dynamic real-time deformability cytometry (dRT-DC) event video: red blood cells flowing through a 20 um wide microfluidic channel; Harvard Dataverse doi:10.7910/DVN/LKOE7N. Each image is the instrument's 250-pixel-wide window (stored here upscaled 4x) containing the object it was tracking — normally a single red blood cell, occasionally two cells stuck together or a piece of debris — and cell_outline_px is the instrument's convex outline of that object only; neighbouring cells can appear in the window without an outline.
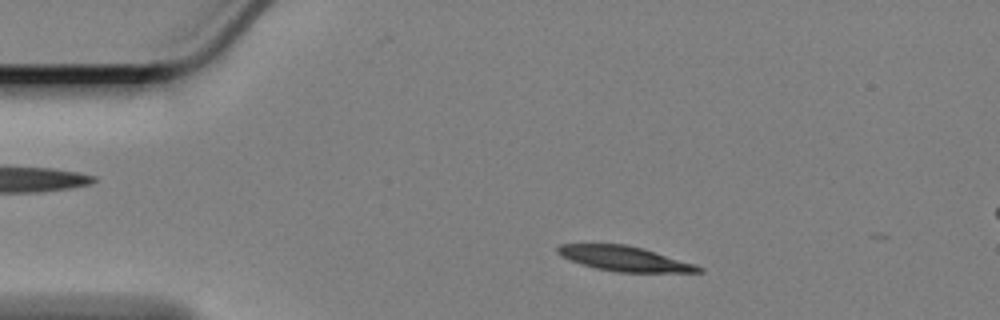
{"species": "Egyptian fruit bat (a non-hibernating species)", "species_latin": "Rousettus aegyptiacus", "temperature_condition": "cold", "stored_images_in_passage": 52, "camera_frame_rate_fps": 3000, "um_per_image_px": 0.085, "animal": {"sex": "female"}, "frame": {"image": 1, "passage_image": 7, "time_ms": 2.0, "image_size_px": [1000, 320], "cell_outline_px": [[704, 272], [616, 272], [596, 268], [580, 264], [568, 260], [560, 256], [556, 252], [556, 248], [560, 244], [624, 244], [644, 248], [696, 264], [704, 268]], "centroid_in_image_um": [53.07, 21.98], "position_along_channel_um": 31.9, "area_um2": 20.63}}
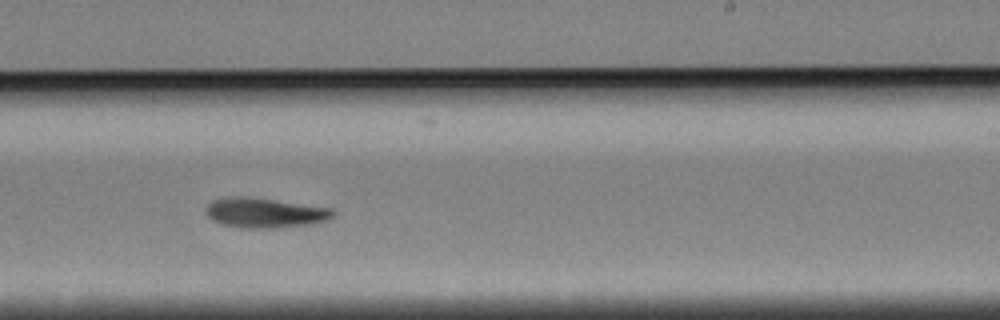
{"frame": {"image": 2, "passage_image": 32, "time_ms": 10.333, "image_size_px": [1000, 320], "cell_outline_px": [[336, 216], [328, 220], [312, 224], [276, 228], [240, 228], [220, 224], [212, 220], [204, 212], [208, 204], [212, 200], [228, 196], [244, 196], [332, 208], [336, 212]], "centroid_in_image_um": [22.5, 18.1], "position_along_channel_um": 266.5, "area_um2": 22.43}}
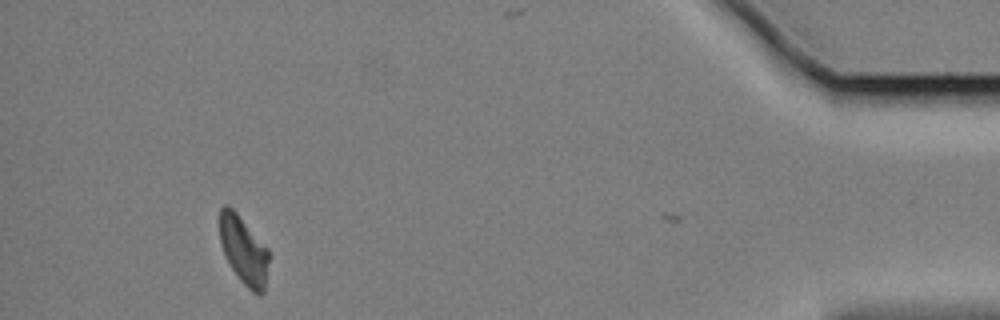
{"frame": {"image": 3, "passage_image": 51, "time_ms": 16.667, "image_size_px": [1000, 320], "cell_outline_px": [[268, 260], [264, 292], [260, 296], [252, 292], [240, 280], [232, 268], [220, 244], [220, 208], [224, 204], [228, 204], [236, 212], [268, 248]], "centroid_in_image_um": [20.71, 21.27], "position_along_channel_um": 414.5, "area_um2": 19.25}, "authors_computed_cell_mechanics": {"area_um2": 21.1259, "velocity_mm_per_s": 3.3502, "shape_relaxation_time_tau1_ms": 5.7902, "shape_relaxation_time_tau2_ms": null, "deformation_change_tau1": 0.157, "deformation_change_tau2": null}}